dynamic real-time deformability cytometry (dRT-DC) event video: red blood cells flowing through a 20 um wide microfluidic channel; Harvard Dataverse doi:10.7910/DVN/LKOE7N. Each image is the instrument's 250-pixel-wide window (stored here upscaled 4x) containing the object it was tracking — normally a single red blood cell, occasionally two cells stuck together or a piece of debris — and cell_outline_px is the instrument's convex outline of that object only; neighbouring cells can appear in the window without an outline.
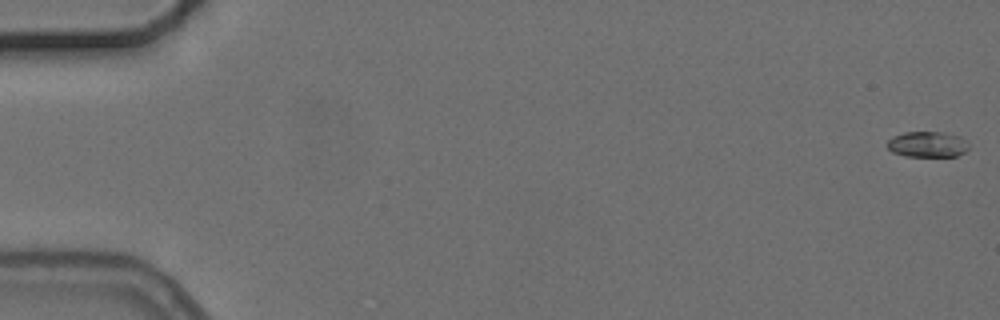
{"species": "common noctule bat (a hibernating species)", "species_latin": "Nyctalus noctula", "temperature_condition": "cold", "stored_images_in_passage": 31, "camera_frame_rate_fps": 3000, "um_per_image_px": 0.085, "animal": {"sex": "female", "body_mass_g": 24.6, "forearm_length_mm": 56.2}, "frame": {"image": 1, "passage_image": 1, "time_ms": 0.0, "image_size_px": [1000, 320], "cell_outline_px": [[968, 148], [964, 152], [956, 156], [904, 156], [892, 152], [884, 144], [892, 136], [904, 132], [944, 132], [960, 136], [968, 140]], "centroid_in_image_um": [78.81, 12.26], "position_along_channel_um": 6.2, "area_um2": 12.43}}
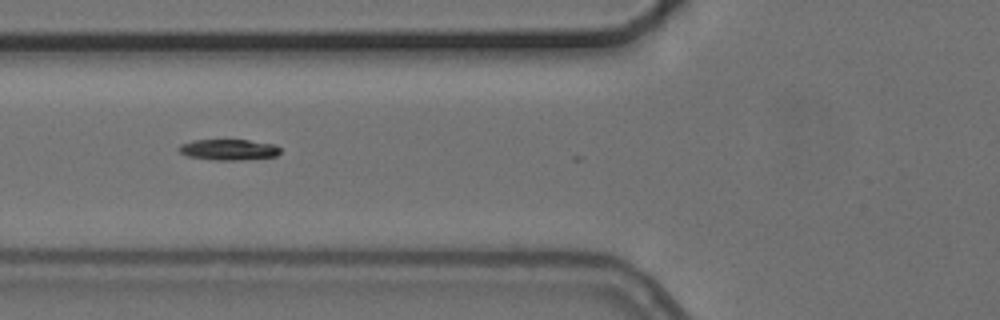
{"frame": {"image": 2, "passage_image": 22, "time_ms": 7.0, "image_size_px": [1000, 320], "cell_outline_px": [[280, 152], [276, 156], [240, 160], [216, 160], [188, 156], [180, 152], [176, 148], [180, 144], [192, 140], [248, 140], [276, 144], [280, 148]], "centroid_in_image_um": [19.43, 12.71], "position_along_channel_um": 106.4, "area_um2": 12.37}}
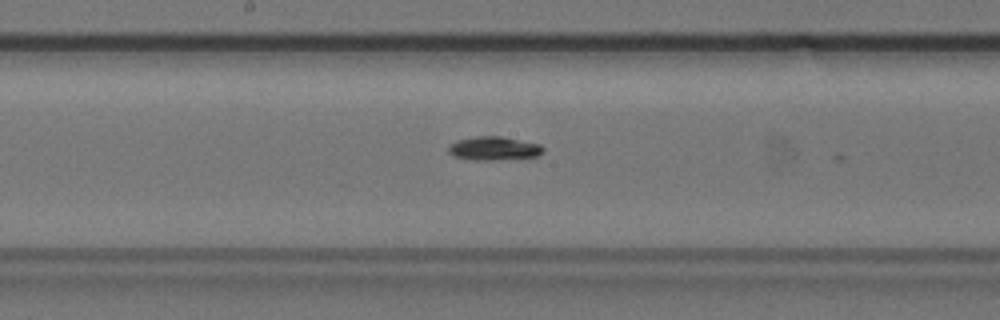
{"frame": {"image": 3, "passage_image": 30, "time_ms": 9.667, "image_size_px": [1000, 320], "cell_outline_px": [[544, 152], [536, 156], [496, 160], [472, 160], [452, 156], [448, 152], [448, 144], [456, 140], [476, 136], [500, 136], [540, 144], [544, 148]], "centroid_in_image_um": [41.93, 12.61], "position_along_channel_um": 206.3, "area_um2": 13.18}}